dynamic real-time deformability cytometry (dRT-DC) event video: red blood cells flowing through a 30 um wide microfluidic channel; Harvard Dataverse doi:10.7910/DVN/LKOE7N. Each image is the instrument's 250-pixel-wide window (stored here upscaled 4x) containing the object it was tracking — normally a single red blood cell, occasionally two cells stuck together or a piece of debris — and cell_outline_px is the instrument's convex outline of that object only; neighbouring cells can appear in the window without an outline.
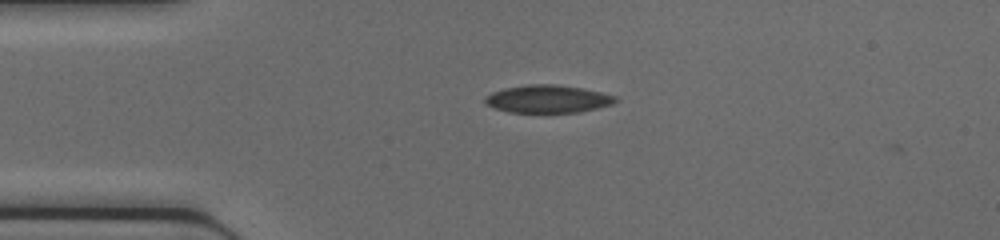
{"species": "common noctule bat (a hibernating species)", "species_latin": "Nyctalus noctula", "temperature_condition": "cold", "stored_images_in_passage": 36, "camera_frame_rate_fps": 3000, "um_per_image_px": 0.085, "animal": {"sex": "female", "body_mass_g": 17.0, "forearm_length_mm": 48.0}, "frame": {"image": 1, "passage_image": 1, "time_ms": 0.0, "image_size_px": [1000, 240], "cell_outline_px": [[620, 100], [612, 104], [596, 108], [576, 112], [508, 112], [484, 104], [484, 96], [492, 92], [504, 88], [528, 84], [556, 84], [584, 88], [616, 96]], "centroid_in_image_um": [46.55, 8.4], "position_along_channel_um": 38.5, "area_um2": 21.15}}
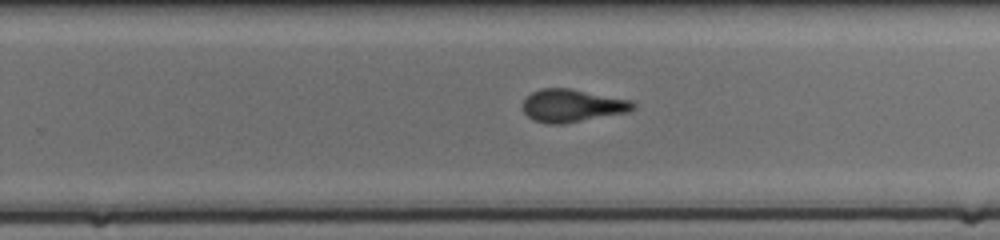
{"frame": {"image": 2, "passage_image": 19, "time_ms": 6.0, "image_size_px": [1000, 240], "cell_outline_px": [[636, 108], [628, 112], [564, 124], [548, 124], [532, 120], [520, 108], [524, 100], [532, 92], [540, 88], [568, 88], [632, 100], [636, 104]], "centroid_in_image_um": [48.62, 8.99], "position_along_channel_um": 281.2, "area_um2": 21.27}}
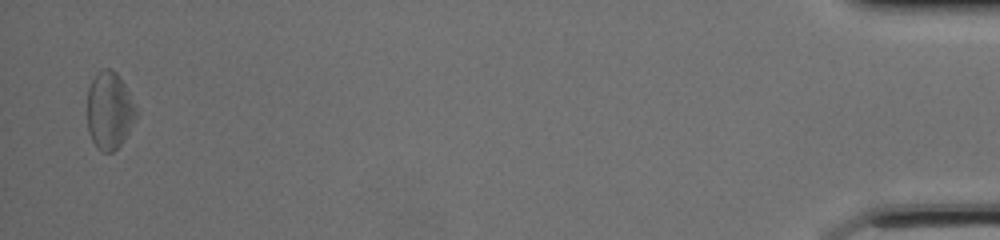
{"frame": {"image": 3, "passage_image": 35, "time_ms": 11.333, "image_size_px": [1000, 240], "cell_outline_px": [[136, 116], [128, 132], [120, 144], [112, 152], [104, 152], [92, 140], [88, 128], [88, 88], [96, 72], [104, 68], [108, 68], [116, 72], [120, 76], [128, 92], [136, 112]], "centroid_in_image_um": [9.28, 9.35], "position_along_channel_um": 425.9, "area_um2": 21.44}}